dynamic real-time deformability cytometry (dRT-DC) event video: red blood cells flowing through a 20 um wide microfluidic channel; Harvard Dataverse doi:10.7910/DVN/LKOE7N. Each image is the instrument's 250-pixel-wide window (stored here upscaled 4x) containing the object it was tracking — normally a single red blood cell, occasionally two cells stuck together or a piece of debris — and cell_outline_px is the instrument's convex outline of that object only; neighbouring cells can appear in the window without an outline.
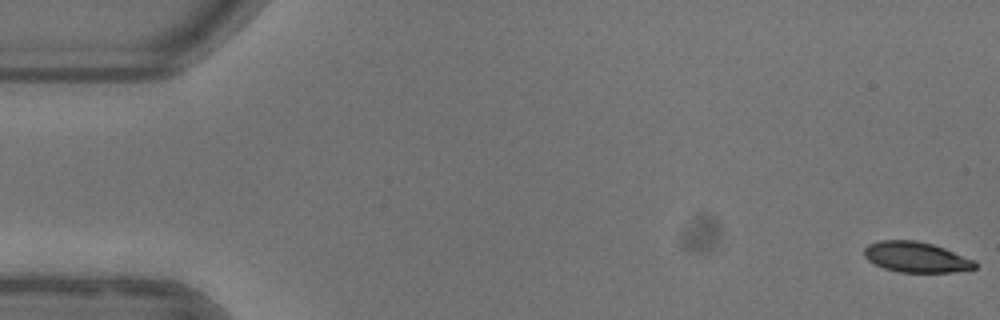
{"species": "common noctule bat (a hibernating species)", "species_latin": "Nyctalus noctula", "temperature_condition": "warm", "stored_images_in_passage": 53, "camera_frame_rate_fps": 3000, "um_per_image_px": 0.085, "animal": {"sex": "female"}, "frame": {"image": 1, "passage_image": 1, "time_ms": 0.0, "image_size_px": [1000, 320], "cell_outline_px": [[976, 268], [952, 272], [900, 272], [884, 268], [868, 260], [864, 256], [864, 248], [868, 244], [880, 240], [916, 240], [932, 244], [944, 248], [976, 260]], "centroid_in_image_um": [77.87, 21.85], "position_along_channel_um": 7.1, "area_um2": 19.65}}
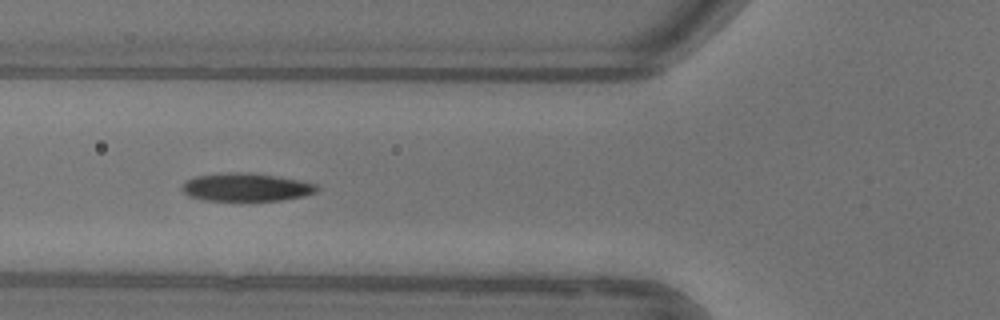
{"frame": {"image": 2, "passage_image": 20, "time_ms": 6.333, "image_size_px": [1000, 320], "cell_outline_px": [[320, 188], [316, 192], [304, 196], [280, 200], [204, 200], [188, 196], [180, 188], [188, 180], [196, 176], [228, 172], [252, 172], [300, 180], [316, 184]], "centroid_in_image_um": [20.94, 15.9], "position_along_channel_um": 104.9, "area_um2": 22.02}}
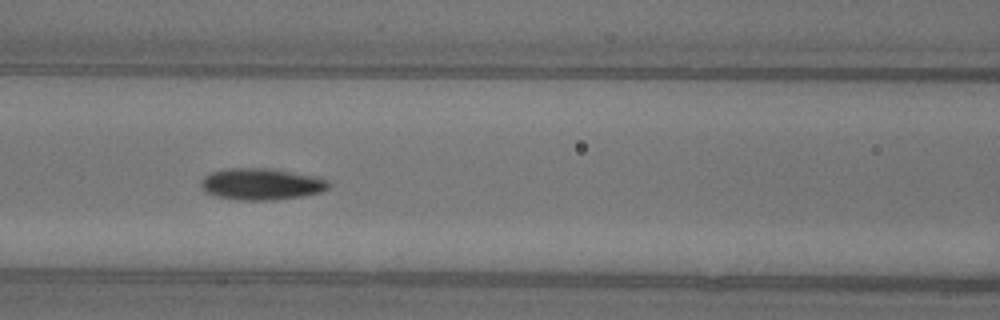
{"frame": {"image": 3, "passage_image": 23, "time_ms": 7.333, "image_size_px": [1000, 320], "cell_outline_px": [[332, 184], [328, 188], [320, 192], [300, 196], [276, 200], [240, 200], [216, 196], [204, 192], [200, 184], [200, 180], [204, 176], [212, 172], [228, 168], [264, 168], [320, 176], [328, 180]], "centroid_in_image_um": [22.22, 15.64], "position_along_channel_um": 144.4, "area_um2": 23.64}, "authors_computed_cell_mechanics": {"area_um2": 21.7328, "velocity_mm_per_s": 3.9149, "shape_relaxation_time_tau1_ms": 4.8354, "shape_relaxation_time_tau2_ms": 3.3638, "deformation_change_tau1": 0.1656, "deformation_change_tau2": 0.0759}}